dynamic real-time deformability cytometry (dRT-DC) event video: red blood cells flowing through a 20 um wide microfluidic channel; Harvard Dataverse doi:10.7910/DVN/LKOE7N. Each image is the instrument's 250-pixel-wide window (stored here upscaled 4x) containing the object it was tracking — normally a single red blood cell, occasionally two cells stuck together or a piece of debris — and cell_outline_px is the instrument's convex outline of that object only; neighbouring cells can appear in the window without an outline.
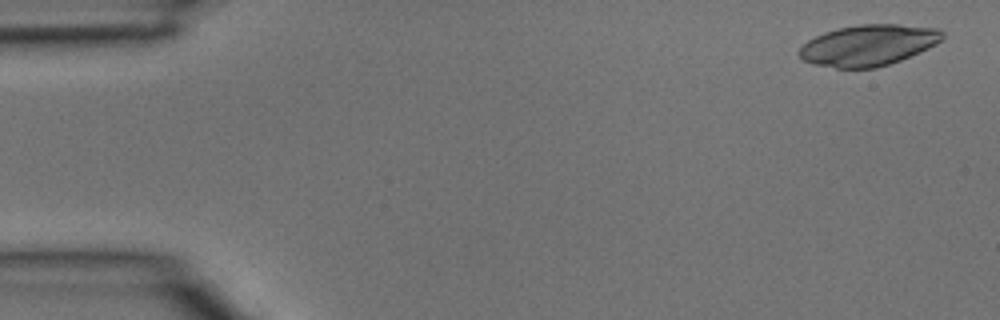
{"species": "common noctule bat (a hibernating species)", "species_latin": "Nyctalus noctula", "temperature_condition": "room temperature", "stored_images_in_passage": 4, "camera_frame_rate_fps": 3000, "um_per_image_px": 0.085, "animal": {"sex": "male", "body_mass_g": 15.6}, "frame": {"image": 1, "passage_image": 1, "time_ms": 0.0, "image_size_px": [1000, 320], "cell_outline_px": [[944, 36], [936, 44], [920, 52], [900, 60], [876, 68], [836, 68], [812, 64], [804, 60], [800, 56], [800, 48], [808, 40], [824, 32], [840, 28], [860, 24], [900, 24], [936, 28], [944, 32]], "centroid_in_image_um": [73.82, 3.84], "position_along_channel_um": 11.2, "area_um2": 34.04}}